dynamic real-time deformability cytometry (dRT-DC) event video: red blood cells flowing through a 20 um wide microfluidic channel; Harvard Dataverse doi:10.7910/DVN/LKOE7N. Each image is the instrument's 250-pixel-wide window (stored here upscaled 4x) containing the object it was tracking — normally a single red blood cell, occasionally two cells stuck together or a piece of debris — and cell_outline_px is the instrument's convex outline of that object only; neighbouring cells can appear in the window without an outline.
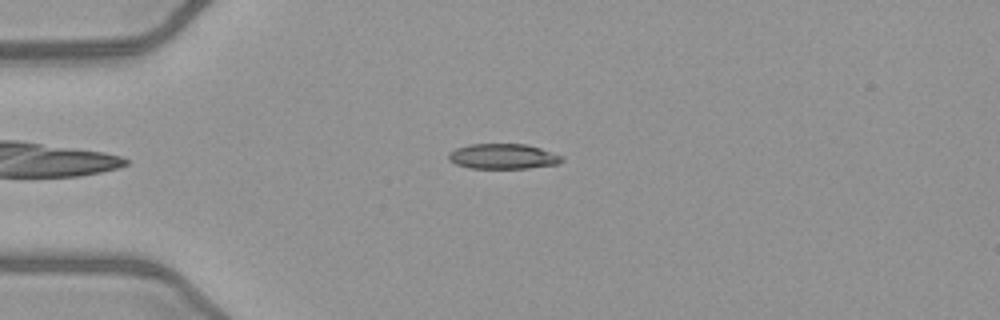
{"species": "common noctule bat (a hibernating species)", "species_latin": "Nyctalus noctula", "temperature_condition": "warm", "stored_images_in_passage": 43, "camera_frame_rate_fps": 3000, "um_per_image_px": 0.085, "animal": {"sex": "female", "body_mass_g": 21.9}, "frame": {"image": 1, "passage_image": 5, "time_ms": 1.333, "image_size_px": [1000, 320], "cell_outline_px": [[564, 160], [556, 164], [528, 168], [468, 168], [456, 164], [448, 160], [448, 152], [456, 148], [468, 144], [528, 144], [564, 156]], "centroid_in_image_um": [42.74, 13.29], "position_along_channel_um": 42.3, "area_um2": 16.76}}
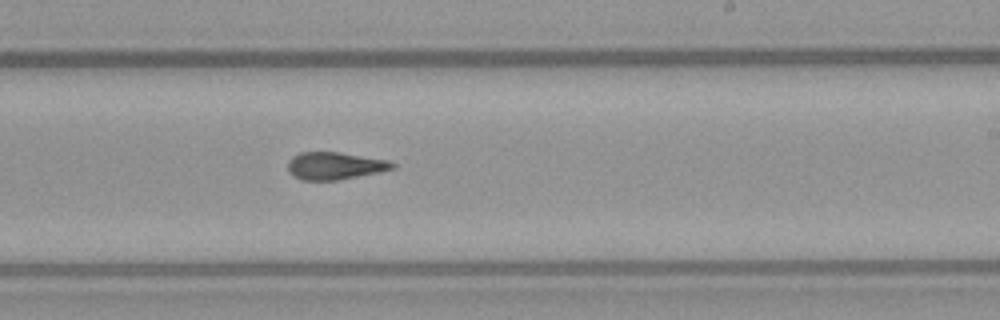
{"frame": {"image": 2, "passage_image": 23, "time_ms": 7.333, "image_size_px": [1000, 320], "cell_outline_px": [[396, 168], [340, 180], [300, 180], [292, 176], [288, 172], [288, 160], [292, 156], [300, 152], [340, 152], [388, 160], [396, 164]], "centroid_in_image_um": [28.43, 14.09], "position_along_channel_um": 260.6, "area_um2": 16.88}}
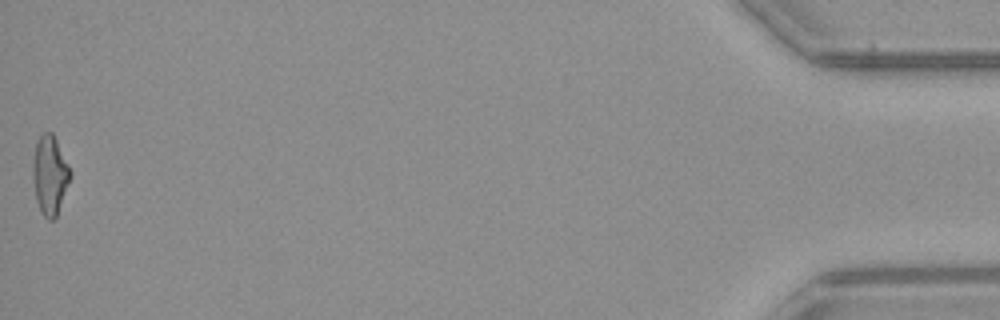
{"frame": {"image": 3, "passage_image": 43, "time_ms": 14.0, "image_size_px": [1000, 320], "cell_outline_px": [[72, 176], [56, 216], [52, 220], [48, 220], [40, 212], [36, 200], [32, 180], [32, 160], [36, 144], [40, 136], [44, 132], [52, 132], [72, 172]], "centroid_in_image_um": [4.22, 14.9], "position_along_channel_um": 431.0, "area_um2": 17.34}, "authors_computed_cell_mechanics": {"area_um2": 17.1088, "velocity_mm_per_s": 4.0728, "shape_relaxation_time_tau1_ms": null, "shape_relaxation_time_tau2_ms": 3.0706, "deformation_change_tau1": null, "deformation_change_tau2": 0.1105}}